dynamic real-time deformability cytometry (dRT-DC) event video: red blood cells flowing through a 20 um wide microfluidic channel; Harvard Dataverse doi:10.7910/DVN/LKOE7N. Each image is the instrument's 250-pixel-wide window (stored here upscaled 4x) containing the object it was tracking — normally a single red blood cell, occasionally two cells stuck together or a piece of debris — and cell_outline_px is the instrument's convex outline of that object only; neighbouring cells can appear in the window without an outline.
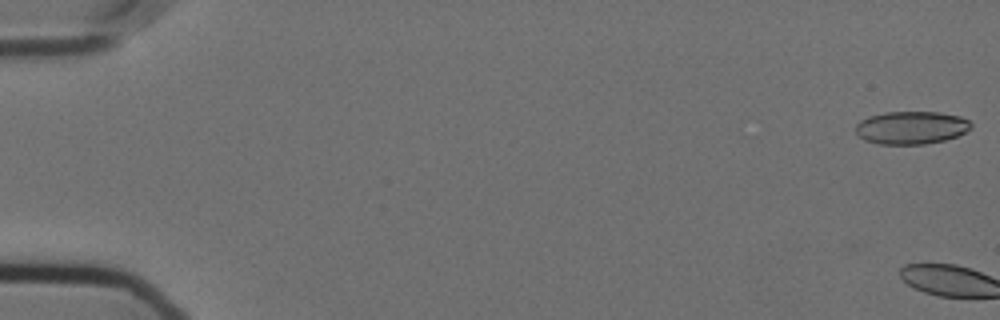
{"species": "Egyptian fruit bat (a non-hibernating species)", "species_latin": "Rousettus aegyptiacus", "temperature_condition": "cold", "stored_images_in_passage": 3, "camera_frame_rate_fps": 3000, "um_per_image_px": 0.085, "animal": {"sex": "female"}, "frame": {"image": 1, "passage_image": 1, "time_ms": 0.0, "image_size_px": [1000, 320], "cell_outline_px": [[972, 128], [956, 136], [944, 140], [924, 144], [880, 144], [864, 140], [856, 132], [856, 124], [860, 120], [868, 116], [884, 112], [940, 112], [960, 116], [968, 120], [972, 124]], "centroid_in_image_um": [77.45, 10.84], "position_along_channel_um": 7.6, "area_um2": 22.14}}